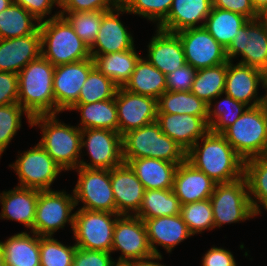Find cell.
<instances>
[{"instance_id":"obj_48","label":"cell","mask_w":267,"mask_h":266,"mask_svg":"<svg viewBox=\"0 0 267 266\" xmlns=\"http://www.w3.org/2000/svg\"><path fill=\"white\" fill-rule=\"evenodd\" d=\"M116 264L110 252L77 248L72 266H115Z\"/></svg>"},{"instance_id":"obj_4","label":"cell","mask_w":267,"mask_h":266,"mask_svg":"<svg viewBox=\"0 0 267 266\" xmlns=\"http://www.w3.org/2000/svg\"><path fill=\"white\" fill-rule=\"evenodd\" d=\"M41 55L54 66L91 58L90 48L63 16L40 22Z\"/></svg>"},{"instance_id":"obj_30","label":"cell","mask_w":267,"mask_h":266,"mask_svg":"<svg viewBox=\"0 0 267 266\" xmlns=\"http://www.w3.org/2000/svg\"><path fill=\"white\" fill-rule=\"evenodd\" d=\"M140 57L135 46L110 54H91L94 66L118 87H123L129 80Z\"/></svg>"},{"instance_id":"obj_25","label":"cell","mask_w":267,"mask_h":266,"mask_svg":"<svg viewBox=\"0 0 267 266\" xmlns=\"http://www.w3.org/2000/svg\"><path fill=\"white\" fill-rule=\"evenodd\" d=\"M41 55L39 29L23 37L0 39V71L18 74Z\"/></svg>"},{"instance_id":"obj_20","label":"cell","mask_w":267,"mask_h":266,"mask_svg":"<svg viewBox=\"0 0 267 266\" xmlns=\"http://www.w3.org/2000/svg\"><path fill=\"white\" fill-rule=\"evenodd\" d=\"M263 76L264 73L256 68L228 61L224 94L248 107L261 105L262 94L257 95Z\"/></svg>"},{"instance_id":"obj_16","label":"cell","mask_w":267,"mask_h":266,"mask_svg":"<svg viewBox=\"0 0 267 266\" xmlns=\"http://www.w3.org/2000/svg\"><path fill=\"white\" fill-rule=\"evenodd\" d=\"M176 34L182 42L186 63L196 70L228 62L226 48L205 27L189 28Z\"/></svg>"},{"instance_id":"obj_34","label":"cell","mask_w":267,"mask_h":266,"mask_svg":"<svg viewBox=\"0 0 267 266\" xmlns=\"http://www.w3.org/2000/svg\"><path fill=\"white\" fill-rule=\"evenodd\" d=\"M248 21L241 14L212 7L204 27L219 44L227 48Z\"/></svg>"},{"instance_id":"obj_22","label":"cell","mask_w":267,"mask_h":266,"mask_svg":"<svg viewBox=\"0 0 267 266\" xmlns=\"http://www.w3.org/2000/svg\"><path fill=\"white\" fill-rule=\"evenodd\" d=\"M146 50L144 57L164 75L186 64L183 45L176 33L156 28Z\"/></svg>"},{"instance_id":"obj_43","label":"cell","mask_w":267,"mask_h":266,"mask_svg":"<svg viewBox=\"0 0 267 266\" xmlns=\"http://www.w3.org/2000/svg\"><path fill=\"white\" fill-rule=\"evenodd\" d=\"M39 248L40 266H72L77 246L63 244L53 236H39Z\"/></svg>"},{"instance_id":"obj_61","label":"cell","mask_w":267,"mask_h":266,"mask_svg":"<svg viewBox=\"0 0 267 266\" xmlns=\"http://www.w3.org/2000/svg\"><path fill=\"white\" fill-rule=\"evenodd\" d=\"M115 266H126L124 263H117Z\"/></svg>"},{"instance_id":"obj_47","label":"cell","mask_w":267,"mask_h":266,"mask_svg":"<svg viewBox=\"0 0 267 266\" xmlns=\"http://www.w3.org/2000/svg\"><path fill=\"white\" fill-rule=\"evenodd\" d=\"M122 0H67L60 12L110 11L121 5Z\"/></svg>"},{"instance_id":"obj_21","label":"cell","mask_w":267,"mask_h":266,"mask_svg":"<svg viewBox=\"0 0 267 266\" xmlns=\"http://www.w3.org/2000/svg\"><path fill=\"white\" fill-rule=\"evenodd\" d=\"M156 122L185 152L209 131L207 116L157 113Z\"/></svg>"},{"instance_id":"obj_60","label":"cell","mask_w":267,"mask_h":266,"mask_svg":"<svg viewBox=\"0 0 267 266\" xmlns=\"http://www.w3.org/2000/svg\"><path fill=\"white\" fill-rule=\"evenodd\" d=\"M263 110H264V115H265L266 122H267V107H263Z\"/></svg>"},{"instance_id":"obj_57","label":"cell","mask_w":267,"mask_h":266,"mask_svg":"<svg viewBox=\"0 0 267 266\" xmlns=\"http://www.w3.org/2000/svg\"><path fill=\"white\" fill-rule=\"evenodd\" d=\"M11 3H13V0H0V12L8 8Z\"/></svg>"},{"instance_id":"obj_5","label":"cell","mask_w":267,"mask_h":266,"mask_svg":"<svg viewBox=\"0 0 267 266\" xmlns=\"http://www.w3.org/2000/svg\"><path fill=\"white\" fill-rule=\"evenodd\" d=\"M123 159L155 158L175 164L186 159V152L165 135L155 121L122 136Z\"/></svg>"},{"instance_id":"obj_27","label":"cell","mask_w":267,"mask_h":266,"mask_svg":"<svg viewBox=\"0 0 267 266\" xmlns=\"http://www.w3.org/2000/svg\"><path fill=\"white\" fill-rule=\"evenodd\" d=\"M212 7V0H173L167 18L157 28L178 33L189 28L204 27Z\"/></svg>"},{"instance_id":"obj_51","label":"cell","mask_w":267,"mask_h":266,"mask_svg":"<svg viewBox=\"0 0 267 266\" xmlns=\"http://www.w3.org/2000/svg\"><path fill=\"white\" fill-rule=\"evenodd\" d=\"M232 253L221 246H213L203 255L200 266H237Z\"/></svg>"},{"instance_id":"obj_37","label":"cell","mask_w":267,"mask_h":266,"mask_svg":"<svg viewBox=\"0 0 267 266\" xmlns=\"http://www.w3.org/2000/svg\"><path fill=\"white\" fill-rule=\"evenodd\" d=\"M181 204L173 189L145 190L142 204L136 215L141 219L180 214Z\"/></svg>"},{"instance_id":"obj_46","label":"cell","mask_w":267,"mask_h":266,"mask_svg":"<svg viewBox=\"0 0 267 266\" xmlns=\"http://www.w3.org/2000/svg\"><path fill=\"white\" fill-rule=\"evenodd\" d=\"M197 70L186 63L176 71L166 75V91H191Z\"/></svg>"},{"instance_id":"obj_15","label":"cell","mask_w":267,"mask_h":266,"mask_svg":"<svg viewBox=\"0 0 267 266\" xmlns=\"http://www.w3.org/2000/svg\"><path fill=\"white\" fill-rule=\"evenodd\" d=\"M94 67L92 58L55 66L53 92L57 115L69 111L77 103L80 90Z\"/></svg>"},{"instance_id":"obj_17","label":"cell","mask_w":267,"mask_h":266,"mask_svg":"<svg viewBox=\"0 0 267 266\" xmlns=\"http://www.w3.org/2000/svg\"><path fill=\"white\" fill-rule=\"evenodd\" d=\"M118 115V132L121 136L156 121L157 99L132 93L118 87L115 94Z\"/></svg>"},{"instance_id":"obj_9","label":"cell","mask_w":267,"mask_h":266,"mask_svg":"<svg viewBox=\"0 0 267 266\" xmlns=\"http://www.w3.org/2000/svg\"><path fill=\"white\" fill-rule=\"evenodd\" d=\"M18 176L17 186L40 191L52 190V185L64 171L39 144L19 152L15 162L9 164Z\"/></svg>"},{"instance_id":"obj_8","label":"cell","mask_w":267,"mask_h":266,"mask_svg":"<svg viewBox=\"0 0 267 266\" xmlns=\"http://www.w3.org/2000/svg\"><path fill=\"white\" fill-rule=\"evenodd\" d=\"M74 211L72 236L77 248L110 252L117 213L79 209Z\"/></svg>"},{"instance_id":"obj_44","label":"cell","mask_w":267,"mask_h":266,"mask_svg":"<svg viewBox=\"0 0 267 266\" xmlns=\"http://www.w3.org/2000/svg\"><path fill=\"white\" fill-rule=\"evenodd\" d=\"M107 11L60 12L75 30L78 37L90 48L98 35L102 16Z\"/></svg>"},{"instance_id":"obj_28","label":"cell","mask_w":267,"mask_h":266,"mask_svg":"<svg viewBox=\"0 0 267 266\" xmlns=\"http://www.w3.org/2000/svg\"><path fill=\"white\" fill-rule=\"evenodd\" d=\"M123 160L134 171L145 190L173 189L177 164L155 158Z\"/></svg>"},{"instance_id":"obj_50","label":"cell","mask_w":267,"mask_h":266,"mask_svg":"<svg viewBox=\"0 0 267 266\" xmlns=\"http://www.w3.org/2000/svg\"><path fill=\"white\" fill-rule=\"evenodd\" d=\"M13 2L22 6L40 22L60 16V11L57 9L54 15L51 14L56 6L52 0H13ZM47 16L49 17L46 18Z\"/></svg>"},{"instance_id":"obj_58","label":"cell","mask_w":267,"mask_h":266,"mask_svg":"<svg viewBox=\"0 0 267 266\" xmlns=\"http://www.w3.org/2000/svg\"><path fill=\"white\" fill-rule=\"evenodd\" d=\"M54 2V4L56 5V7H58L59 9L65 4V2L67 0H52Z\"/></svg>"},{"instance_id":"obj_54","label":"cell","mask_w":267,"mask_h":266,"mask_svg":"<svg viewBox=\"0 0 267 266\" xmlns=\"http://www.w3.org/2000/svg\"><path fill=\"white\" fill-rule=\"evenodd\" d=\"M257 19L262 24L267 34V8L258 12Z\"/></svg>"},{"instance_id":"obj_32","label":"cell","mask_w":267,"mask_h":266,"mask_svg":"<svg viewBox=\"0 0 267 266\" xmlns=\"http://www.w3.org/2000/svg\"><path fill=\"white\" fill-rule=\"evenodd\" d=\"M70 111L80 112L78 127L84 129H108L118 132V115L115 97L89 104H75Z\"/></svg>"},{"instance_id":"obj_33","label":"cell","mask_w":267,"mask_h":266,"mask_svg":"<svg viewBox=\"0 0 267 266\" xmlns=\"http://www.w3.org/2000/svg\"><path fill=\"white\" fill-rule=\"evenodd\" d=\"M243 176L248 185L249 198L255 214L267 209V157L259 156L244 161Z\"/></svg>"},{"instance_id":"obj_7","label":"cell","mask_w":267,"mask_h":266,"mask_svg":"<svg viewBox=\"0 0 267 266\" xmlns=\"http://www.w3.org/2000/svg\"><path fill=\"white\" fill-rule=\"evenodd\" d=\"M215 228L254 219L245 177L229 183H217L210 196Z\"/></svg>"},{"instance_id":"obj_49","label":"cell","mask_w":267,"mask_h":266,"mask_svg":"<svg viewBox=\"0 0 267 266\" xmlns=\"http://www.w3.org/2000/svg\"><path fill=\"white\" fill-rule=\"evenodd\" d=\"M18 74L0 71V106L18 103Z\"/></svg>"},{"instance_id":"obj_14","label":"cell","mask_w":267,"mask_h":266,"mask_svg":"<svg viewBox=\"0 0 267 266\" xmlns=\"http://www.w3.org/2000/svg\"><path fill=\"white\" fill-rule=\"evenodd\" d=\"M121 252L116 263L151 257L153 252L148 241L144 221L137 216L120 215L114 227L111 253Z\"/></svg>"},{"instance_id":"obj_10","label":"cell","mask_w":267,"mask_h":266,"mask_svg":"<svg viewBox=\"0 0 267 266\" xmlns=\"http://www.w3.org/2000/svg\"><path fill=\"white\" fill-rule=\"evenodd\" d=\"M76 209L73 191L66 190L40 191L36 206L33 233L38 236H54L55 232L65 229V225L73 230L74 213Z\"/></svg>"},{"instance_id":"obj_36","label":"cell","mask_w":267,"mask_h":266,"mask_svg":"<svg viewBox=\"0 0 267 266\" xmlns=\"http://www.w3.org/2000/svg\"><path fill=\"white\" fill-rule=\"evenodd\" d=\"M223 95H225L224 98ZM247 108V105L238 102L227 94L218 95L207 106L209 130L213 133L222 134L229 126L234 124Z\"/></svg>"},{"instance_id":"obj_1","label":"cell","mask_w":267,"mask_h":266,"mask_svg":"<svg viewBox=\"0 0 267 266\" xmlns=\"http://www.w3.org/2000/svg\"><path fill=\"white\" fill-rule=\"evenodd\" d=\"M200 141L186 152L190 164L216 183H229L243 177L244 160L222 134L209 130Z\"/></svg>"},{"instance_id":"obj_31","label":"cell","mask_w":267,"mask_h":266,"mask_svg":"<svg viewBox=\"0 0 267 266\" xmlns=\"http://www.w3.org/2000/svg\"><path fill=\"white\" fill-rule=\"evenodd\" d=\"M166 75L141 56L124 89L158 99L166 91Z\"/></svg>"},{"instance_id":"obj_13","label":"cell","mask_w":267,"mask_h":266,"mask_svg":"<svg viewBox=\"0 0 267 266\" xmlns=\"http://www.w3.org/2000/svg\"><path fill=\"white\" fill-rule=\"evenodd\" d=\"M226 56L228 61L241 57L237 63L267 73V34L258 19L249 20L239 29L226 48Z\"/></svg>"},{"instance_id":"obj_19","label":"cell","mask_w":267,"mask_h":266,"mask_svg":"<svg viewBox=\"0 0 267 266\" xmlns=\"http://www.w3.org/2000/svg\"><path fill=\"white\" fill-rule=\"evenodd\" d=\"M111 188L117 214L136 216L145 188L127 163L110 169Z\"/></svg>"},{"instance_id":"obj_12","label":"cell","mask_w":267,"mask_h":266,"mask_svg":"<svg viewBox=\"0 0 267 266\" xmlns=\"http://www.w3.org/2000/svg\"><path fill=\"white\" fill-rule=\"evenodd\" d=\"M84 149L90 162L81 157L80 167L110 170L124 163L119 132L99 128L81 130V150Z\"/></svg>"},{"instance_id":"obj_23","label":"cell","mask_w":267,"mask_h":266,"mask_svg":"<svg viewBox=\"0 0 267 266\" xmlns=\"http://www.w3.org/2000/svg\"><path fill=\"white\" fill-rule=\"evenodd\" d=\"M142 220L146 226L153 255H162L158 246L163 247L170 254L175 246L193 236L180 214Z\"/></svg>"},{"instance_id":"obj_55","label":"cell","mask_w":267,"mask_h":266,"mask_svg":"<svg viewBox=\"0 0 267 266\" xmlns=\"http://www.w3.org/2000/svg\"><path fill=\"white\" fill-rule=\"evenodd\" d=\"M262 89L265 90V94L262 95L261 106L267 107V73H264V76H263Z\"/></svg>"},{"instance_id":"obj_11","label":"cell","mask_w":267,"mask_h":266,"mask_svg":"<svg viewBox=\"0 0 267 266\" xmlns=\"http://www.w3.org/2000/svg\"><path fill=\"white\" fill-rule=\"evenodd\" d=\"M78 179L73 191L75 206L90 211L117 213L114 194L111 188L110 170L98 168L74 169Z\"/></svg>"},{"instance_id":"obj_40","label":"cell","mask_w":267,"mask_h":266,"mask_svg":"<svg viewBox=\"0 0 267 266\" xmlns=\"http://www.w3.org/2000/svg\"><path fill=\"white\" fill-rule=\"evenodd\" d=\"M117 89L118 86L111 79L94 67L80 90L76 104H89L113 99Z\"/></svg>"},{"instance_id":"obj_41","label":"cell","mask_w":267,"mask_h":266,"mask_svg":"<svg viewBox=\"0 0 267 266\" xmlns=\"http://www.w3.org/2000/svg\"><path fill=\"white\" fill-rule=\"evenodd\" d=\"M23 115L31 128L32 117L19 103L0 106V159L18 130L23 126Z\"/></svg>"},{"instance_id":"obj_45","label":"cell","mask_w":267,"mask_h":266,"mask_svg":"<svg viewBox=\"0 0 267 266\" xmlns=\"http://www.w3.org/2000/svg\"><path fill=\"white\" fill-rule=\"evenodd\" d=\"M173 0H122L121 5L129 14H134L156 24V28L167 18Z\"/></svg>"},{"instance_id":"obj_29","label":"cell","mask_w":267,"mask_h":266,"mask_svg":"<svg viewBox=\"0 0 267 266\" xmlns=\"http://www.w3.org/2000/svg\"><path fill=\"white\" fill-rule=\"evenodd\" d=\"M0 243L4 266H40L39 236L33 232L15 233Z\"/></svg>"},{"instance_id":"obj_26","label":"cell","mask_w":267,"mask_h":266,"mask_svg":"<svg viewBox=\"0 0 267 266\" xmlns=\"http://www.w3.org/2000/svg\"><path fill=\"white\" fill-rule=\"evenodd\" d=\"M40 190L20 186L0 193V219L21 223L33 232L36 206Z\"/></svg>"},{"instance_id":"obj_42","label":"cell","mask_w":267,"mask_h":266,"mask_svg":"<svg viewBox=\"0 0 267 266\" xmlns=\"http://www.w3.org/2000/svg\"><path fill=\"white\" fill-rule=\"evenodd\" d=\"M180 215L193 236L215 229L210 199L181 205Z\"/></svg>"},{"instance_id":"obj_52","label":"cell","mask_w":267,"mask_h":266,"mask_svg":"<svg viewBox=\"0 0 267 266\" xmlns=\"http://www.w3.org/2000/svg\"><path fill=\"white\" fill-rule=\"evenodd\" d=\"M213 7L238 13L249 20L257 19L258 12L252 5L251 0H212Z\"/></svg>"},{"instance_id":"obj_3","label":"cell","mask_w":267,"mask_h":266,"mask_svg":"<svg viewBox=\"0 0 267 266\" xmlns=\"http://www.w3.org/2000/svg\"><path fill=\"white\" fill-rule=\"evenodd\" d=\"M34 126L41 130L38 143L64 172L79 167L81 157L87 154L81 150V129L77 125L59 121L56 114L33 117L31 127Z\"/></svg>"},{"instance_id":"obj_6","label":"cell","mask_w":267,"mask_h":266,"mask_svg":"<svg viewBox=\"0 0 267 266\" xmlns=\"http://www.w3.org/2000/svg\"><path fill=\"white\" fill-rule=\"evenodd\" d=\"M222 135L244 161L266 155L267 122L263 107H248Z\"/></svg>"},{"instance_id":"obj_59","label":"cell","mask_w":267,"mask_h":266,"mask_svg":"<svg viewBox=\"0 0 267 266\" xmlns=\"http://www.w3.org/2000/svg\"><path fill=\"white\" fill-rule=\"evenodd\" d=\"M0 266H4V253L1 243H0Z\"/></svg>"},{"instance_id":"obj_35","label":"cell","mask_w":267,"mask_h":266,"mask_svg":"<svg viewBox=\"0 0 267 266\" xmlns=\"http://www.w3.org/2000/svg\"><path fill=\"white\" fill-rule=\"evenodd\" d=\"M40 21L13 2L0 12V39H10L34 34L39 29Z\"/></svg>"},{"instance_id":"obj_56","label":"cell","mask_w":267,"mask_h":266,"mask_svg":"<svg viewBox=\"0 0 267 266\" xmlns=\"http://www.w3.org/2000/svg\"><path fill=\"white\" fill-rule=\"evenodd\" d=\"M251 2L257 12L267 8V0H251Z\"/></svg>"},{"instance_id":"obj_53","label":"cell","mask_w":267,"mask_h":266,"mask_svg":"<svg viewBox=\"0 0 267 266\" xmlns=\"http://www.w3.org/2000/svg\"><path fill=\"white\" fill-rule=\"evenodd\" d=\"M163 258V255H152L145 259L131 260L124 264L126 266H166V264L160 263Z\"/></svg>"},{"instance_id":"obj_39","label":"cell","mask_w":267,"mask_h":266,"mask_svg":"<svg viewBox=\"0 0 267 266\" xmlns=\"http://www.w3.org/2000/svg\"><path fill=\"white\" fill-rule=\"evenodd\" d=\"M227 75V62L217 66L197 70L191 92L206 104L224 93Z\"/></svg>"},{"instance_id":"obj_2","label":"cell","mask_w":267,"mask_h":266,"mask_svg":"<svg viewBox=\"0 0 267 266\" xmlns=\"http://www.w3.org/2000/svg\"><path fill=\"white\" fill-rule=\"evenodd\" d=\"M54 70L55 66L40 55L18 73V103L32 118L38 115H56Z\"/></svg>"},{"instance_id":"obj_24","label":"cell","mask_w":267,"mask_h":266,"mask_svg":"<svg viewBox=\"0 0 267 266\" xmlns=\"http://www.w3.org/2000/svg\"><path fill=\"white\" fill-rule=\"evenodd\" d=\"M217 183L204 172L195 168L186 159L178 164L173 182V191L180 204L210 199Z\"/></svg>"},{"instance_id":"obj_38","label":"cell","mask_w":267,"mask_h":266,"mask_svg":"<svg viewBox=\"0 0 267 266\" xmlns=\"http://www.w3.org/2000/svg\"><path fill=\"white\" fill-rule=\"evenodd\" d=\"M157 106V113L207 116L208 104L199 99L191 91H165L157 99Z\"/></svg>"},{"instance_id":"obj_18","label":"cell","mask_w":267,"mask_h":266,"mask_svg":"<svg viewBox=\"0 0 267 266\" xmlns=\"http://www.w3.org/2000/svg\"><path fill=\"white\" fill-rule=\"evenodd\" d=\"M123 14L129 13L120 5L102 16L98 35L90 47V54H110L129 50L135 46L133 35L119 19Z\"/></svg>"}]
</instances>
